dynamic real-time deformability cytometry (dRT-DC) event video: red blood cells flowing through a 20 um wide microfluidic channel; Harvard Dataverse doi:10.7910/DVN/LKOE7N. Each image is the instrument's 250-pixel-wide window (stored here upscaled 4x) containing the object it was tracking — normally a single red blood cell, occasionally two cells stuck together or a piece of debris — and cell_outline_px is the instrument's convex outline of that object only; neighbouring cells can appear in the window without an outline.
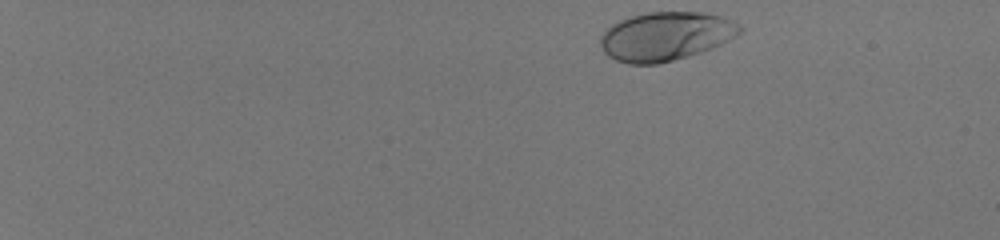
{"species": "human", "species_latin": "Homo sapiens", "temperature_condition": "room temperature", "stored_images_in_passage": 46, "camera_frame_rate_fps": 3000, "um_per_image_px": 0.085, "donor": {"sex": "male"}, "frame": {"image": 1, "passage_image": 1, "time_ms": 0.0, "image_size_px": [1000, 240], "cell_outline_px": [[744, 28], [736, 36], [712, 48], [688, 56], [656, 64], [628, 64], [616, 60], [608, 56], [604, 52], [600, 44], [600, 36], [612, 24], [620, 20], [632, 16], [648, 12], [704, 12], [720, 16], [740, 24]], "centroid_in_image_um": [56.58, 3.08], "position_along_channel_um": 28.4, "area_um2": 39.48}}
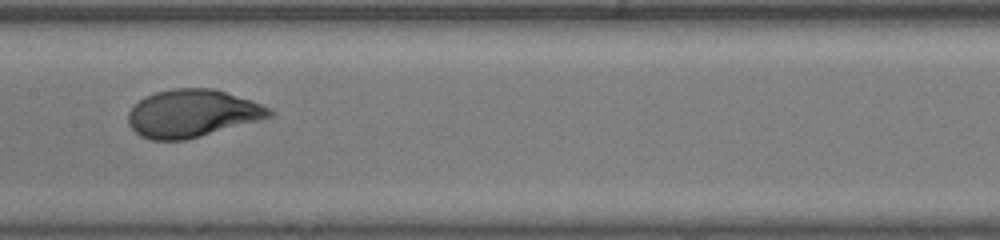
{"frame": {"image": 2, "passage_image": 25, "time_ms": 8.0, "image_size_px": [1000, 240], "cell_outline_px": [[276, 112], [272, 116], [260, 120], [200, 136], [184, 140], [152, 140], [140, 136], [128, 124], [128, 112], [144, 96], [156, 92], [176, 88], [216, 88], [252, 100], [272, 108]], "centroid_in_image_um": [16.38, 9.63], "position_along_channel_um": 191.0, "area_um2": 39.3}}
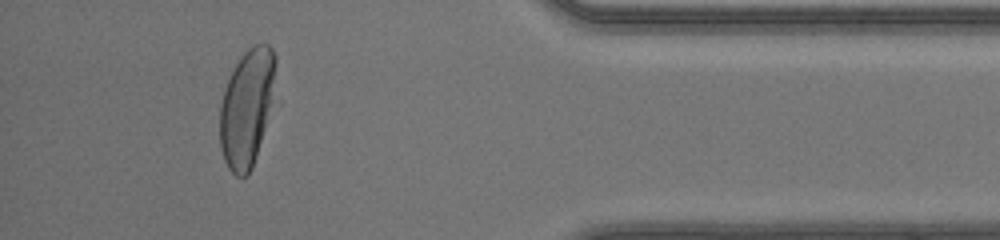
{"frame": {"image": 3, "passage_image": 43, "time_ms": 14.0, "image_size_px": [1000, 240], "cell_outline_px": [[280, 100], [252, 168], [248, 176], [236, 176], [228, 168], [224, 160], [220, 148], [220, 104], [224, 88], [236, 64], [244, 52], [252, 44], [268, 44], [272, 48], [276, 56]], "centroid_in_image_um": [21.12, 9.14], "position_along_channel_um": 414.1, "area_um2": 40.81}, "authors_computed_cell_mechanics": {"area_um2": 38.6971, "velocity_mm_per_s": 4.1232, "shape_relaxation_time_tau1_ms": 2.8626, "shape_relaxation_time_tau2_ms": null, "deformation_change_tau1": 0.1941, "deformation_change_tau2": null}}